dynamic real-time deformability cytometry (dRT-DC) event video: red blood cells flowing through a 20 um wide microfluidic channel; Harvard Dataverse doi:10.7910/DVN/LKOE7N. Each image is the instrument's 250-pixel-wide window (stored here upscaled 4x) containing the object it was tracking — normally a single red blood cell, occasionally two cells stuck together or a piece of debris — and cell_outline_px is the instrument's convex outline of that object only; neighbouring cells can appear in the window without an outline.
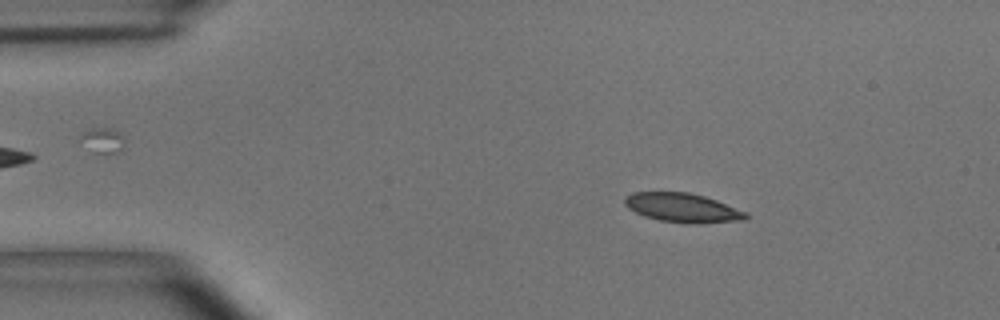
{"species": "common noctule bat (a hibernating species)", "species_latin": "Nyctalus noctula", "temperature_condition": "room temperature", "stored_images_in_passage": 43, "camera_frame_rate_fps": 3000, "um_per_image_px": 0.085, "animal": {"sex": "male", "body_mass_g": 15.6}, "frame": {"image": 1, "passage_image": 9, "time_ms": 2.667, "image_size_px": [1000, 320], "cell_outline_px": [[748, 216], [744, 220], [696, 224], [688, 224], [660, 220], [644, 216], [628, 208], [624, 204], [624, 196], [632, 192], [688, 192], [704, 196], [716, 200], [748, 212]], "centroid_in_image_um": [58.01, 17.66], "position_along_channel_um": 27.0, "area_um2": 20.69}}
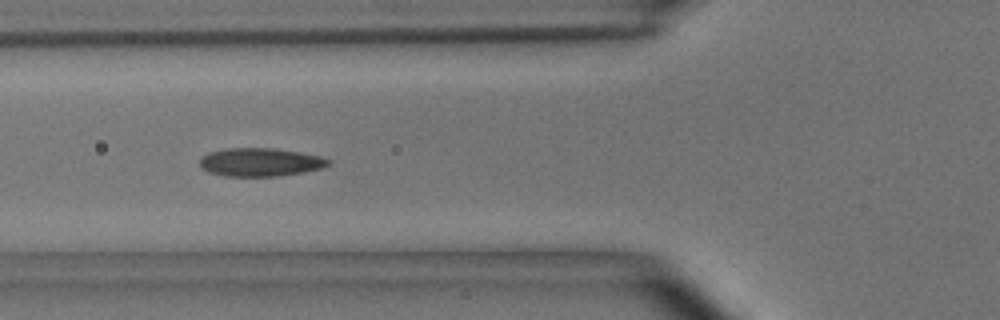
{"frame": {"image": 2, "passage_image": 20, "time_ms": 6.333, "image_size_px": [1000, 320], "cell_outline_px": [[332, 164], [320, 168], [300, 172], [276, 176], [224, 176], [208, 172], [200, 168], [200, 160], [208, 152], [228, 148], [272, 148], [300, 152], [320, 156], [332, 160]], "centroid_in_image_um": [22.11, 13.78], "position_along_channel_um": 103.7, "area_um2": 21.15}}
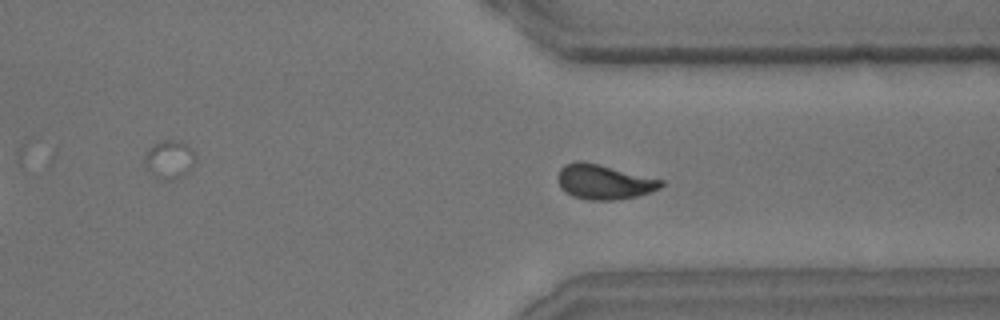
{"frame": {"image": 3, "passage_image": 41, "time_ms": 13.333, "image_size_px": [1000, 320], "cell_outline_px": [[664, 184], [660, 188], [652, 192], [636, 196], [616, 200], [588, 200], [572, 196], [564, 192], [560, 188], [560, 168], [564, 164], [576, 160], [580, 160], [664, 180]], "centroid_in_image_um": [51.35, 15.47], "position_along_channel_um": 360.1, "area_um2": 20.81}, "authors_computed_cell_mechanics": {"area_um2": 20.6346, "velocity_mm_per_s": 3.6579, "shape_relaxation_time_tau1_ms": 4.552, "shape_relaxation_time_tau2_ms": 1.21, "deformation_change_tau1": 0.1489, "deformation_change_tau2": 0.0607}}